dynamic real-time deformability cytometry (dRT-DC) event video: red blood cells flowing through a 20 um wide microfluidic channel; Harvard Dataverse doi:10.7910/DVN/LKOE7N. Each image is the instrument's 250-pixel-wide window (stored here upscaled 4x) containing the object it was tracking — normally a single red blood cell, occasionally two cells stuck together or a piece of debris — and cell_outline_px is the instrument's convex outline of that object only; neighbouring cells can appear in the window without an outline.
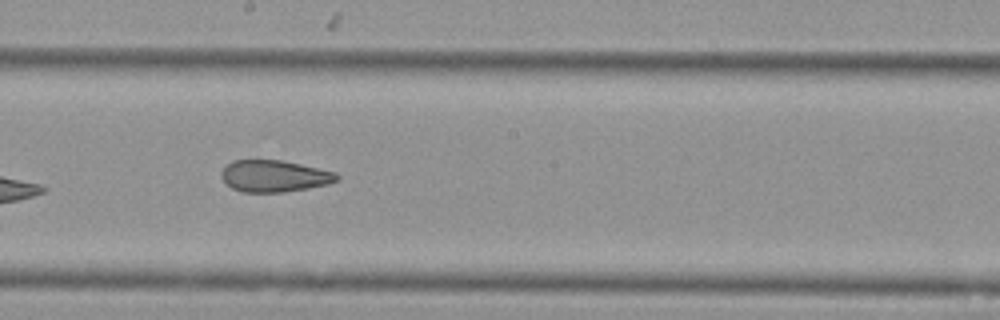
{"species": "Egyptian fruit bat (a non-hibernating species)", "species_latin": "Rousettus aegyptiacus", "temperature_condition": "cold", "stored_images_in_passage": 9, "camera_frame_rate_fps": 3000, "um_per_image_px": 0.085, "animal": {"sex": "female"}, "frame": {"image": 1, "passage_image": 9, "time_ms": 10.0, "image_size_px": [1000, 320], "cell_outline_px": [[340, 176], [336, 180], [328, 184], [308, 188], [284, 192], [244, 192], [232, 188], [220, 176], [220, 172], [232, 160], [280, 160], [300, 164], [336, 172]], "centroid_in_image_um": [23.31, 14.96], "position_along_channel_um": 224.9, "area_um2": 21.21}}